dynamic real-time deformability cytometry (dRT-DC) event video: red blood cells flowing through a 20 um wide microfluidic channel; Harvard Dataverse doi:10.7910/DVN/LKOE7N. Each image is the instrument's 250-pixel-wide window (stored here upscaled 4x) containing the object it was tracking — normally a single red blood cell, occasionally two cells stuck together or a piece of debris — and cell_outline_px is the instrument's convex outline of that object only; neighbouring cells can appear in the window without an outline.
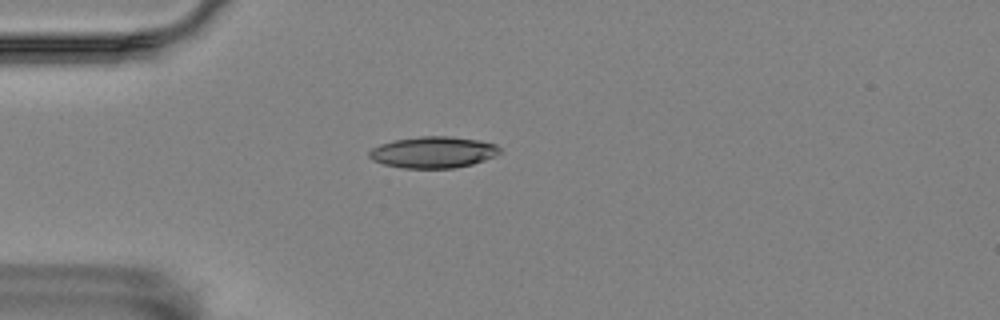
{"species": "Egyptian fruit bat (a non-hibernating species)", "species_latin": "Rousettus aegyptiacus", "temperature_condition": "room temperature", "stored_images_in_passage": 17, "camera_frame_rate_fps": 3000, "um_per_image_px": 0.085, "animal": {"sex": "female"}, "frame": {"image": 1, "passage_image": 1, "time_ms": 0.0, "image_size_px": [1000, 320], "cell_outline_px": [[500, 152], [496, 156], [472, 164], [452, 168], [404, 168], [384, 164], [372, 160], [368, 156], [368, 152], [372, 148], [380, 144], [396, 140], [420, 136], [452, 136], [480, 140], [496, 144], [500, 148]], "centroid_in_image_um": [36.83, 12.93], "position_along_channel_um": 48.2, "area_um2": 23.93}}
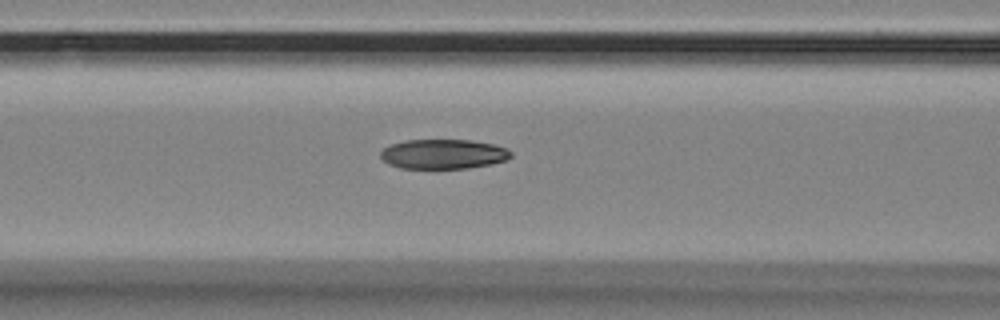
{"frame": {"image": 2, "passage_image": 9, "time_ms": 2.667, "image_size_px": [1000, 320], "cell_outline_px": [[512, 156], [504, 160], [492, 164], [468, 168], [400, 168], [388, 164], [380, 156], [380, 152], [384, 148], [392, 144], [404, 140], [472, 140], [492, 144], [504, 148], [512, 152]], "centroid_in_image_um": [37.66, 13.09], "position_along_channel_um": 128.9, "area_um2": 22.43}}
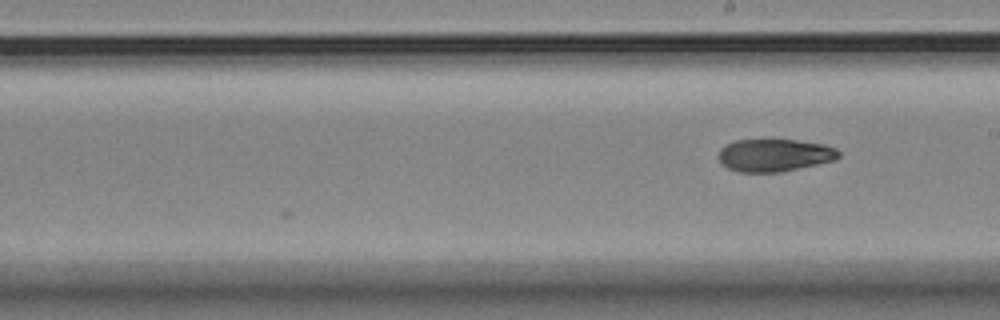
{"frame": {"image": 3, "passage_image": 17, "time_ms": 5.333, "image_size_px": [1000, 320], "cell_outline_px": [[840, 156], [836, 160], [780, 172], [740, 172], [728, 168], [720, 164], [720, 148], [724, 144], [736, 140], [796, 140], [824, 144], [836, 148], [840, 152]], "centroid_in_image_um": [65.84, 13.19], "position_along_channel_um": 223.2, "area_um2": 22.83}}